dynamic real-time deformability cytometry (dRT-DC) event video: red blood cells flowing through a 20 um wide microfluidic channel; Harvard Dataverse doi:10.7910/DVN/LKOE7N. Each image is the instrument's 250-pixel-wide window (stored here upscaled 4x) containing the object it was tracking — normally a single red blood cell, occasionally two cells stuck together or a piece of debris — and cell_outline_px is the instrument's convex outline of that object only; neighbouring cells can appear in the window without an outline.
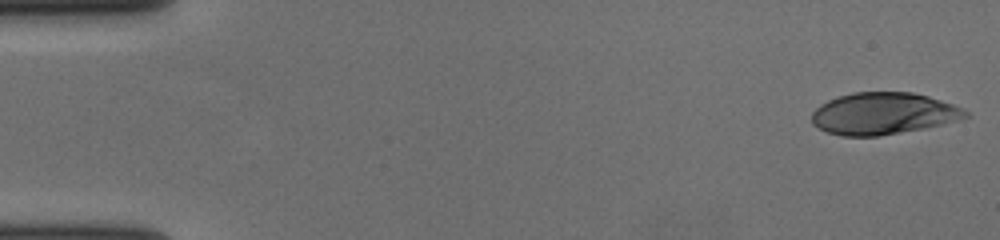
{"species": "human", "species_latin": "Homo sapiens", "temperature_condition": "cold", "stored_images_in_passage": 57, "camera_frame_rate_fps": 3000, "um_per_image_px": 0.085, "donor": {"sex": "female"}, "frame": {"image": 1, "passage_image": 1, "time_ms": 0.0, "image_size_px": [1000, 240], "cell_outline_px": [[968, 116], [956, 120], [924, 128], [880, 136], [840, 136], [828, 132], [812, 124], [812, 112], [820, 104], [828, 100], [852, 92], [912, 92], [928, 96], [952, 104], [968, 112]], "centroid_in_image_um": [75.03, 9.65], "position_along_channel_um": 10.0, "area_um2": 37.22}}
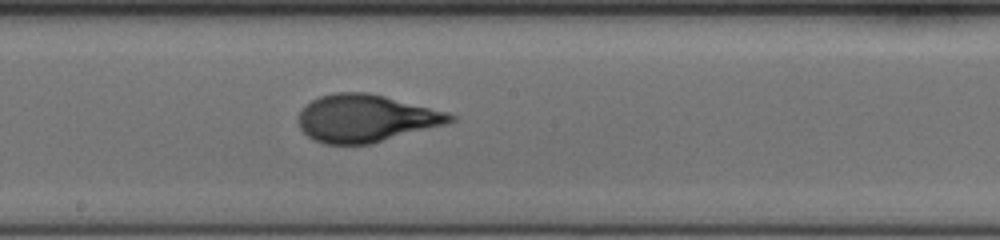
{"frame": {"image": 2, "passage_image": 31, "time_ms": 10.0, "image_size_px": [1000, 240], "cell_outline_px": [[460, 116], [456, 120], [448, 124], [372, 144], [324, 144], [308, 136], [300, 128], [300, 112], [312, 100], [320, 96], [336, 92], [368, 92], [448, 112]], "centroid_in_image_um": [31.18, 10.06], "position_along_channel_um": 217.0, "area_um2": 41.96}}
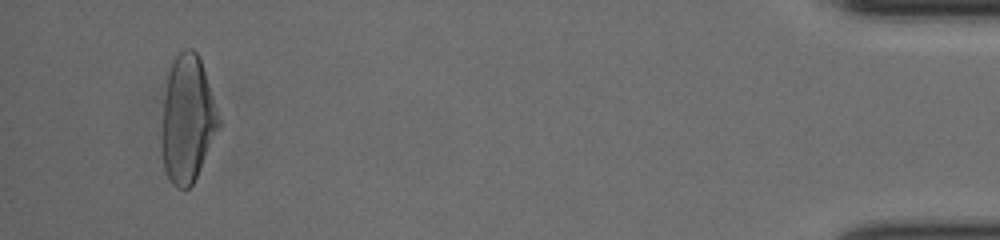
{"frame": {"image": 3, "passage_image": 54, "time_ms": 17.667, "image_size_px": [1000, 240], "cell_outline_px": [[220, 124], [196, 176], [192, 184], [188, 188], [176, 188], [172, 184], [164, 168], [160, 140], [164, 100], [168, 72], [176, 56], [184, 48], [192, 48], [196, 52], [200, 60], [220, 120]], "centroid_in_image_um": [15.89, 10.15], "position_along_channel_um": 419.3, "area_um2": 41.38}, "authors_computed_cell_mechanics": {"area_um2": 41.038, "velocity_mm_per_s": 3.6239, "shape_relaxation_time_tau1_ms": 4.5273, "shape_relaxation_time_tau2_ms": null, "deformation_change_tau1": 0.2222, "deformation_change_tau2": null}}